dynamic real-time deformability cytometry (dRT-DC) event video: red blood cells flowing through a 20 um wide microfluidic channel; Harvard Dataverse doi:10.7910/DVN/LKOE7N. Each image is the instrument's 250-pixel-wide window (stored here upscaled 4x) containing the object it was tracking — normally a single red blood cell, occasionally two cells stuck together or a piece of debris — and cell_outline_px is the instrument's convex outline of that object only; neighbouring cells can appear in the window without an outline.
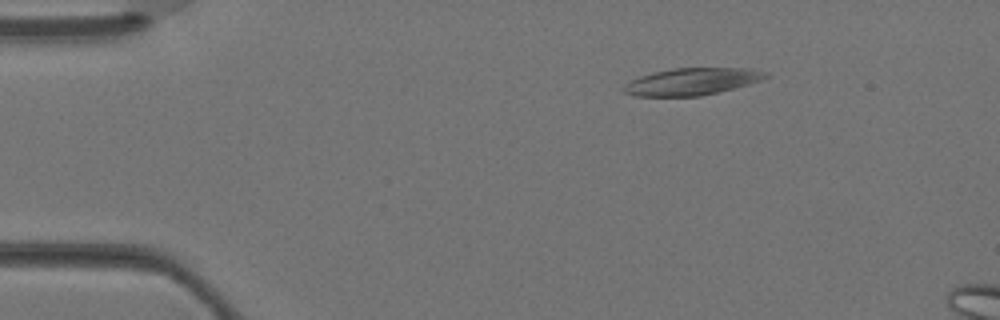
{"species": "Egyptian fruit bat (a non-hibernating species)", "species_latin": "Rousettus aegyptiacus", "temperature_condition": "warm", "stored_images_in_passage": 3, "camera_frame_rate_fps": 3000, "um_per_image_px": 0.085, "animal": {"sex": "female"}, "frame": {"image": 1, "passage_image": 2, "time_ms": 0.333, "image_size_px": [1000, 320], "cell_outline_px": [[768, 76], [760, 80], [748, 84], [700, 96], [636, 96], [624, 92], [624, 84], [640, 76], [652, 72], [672, 68], [748, 68], [768, 72]], "centroid_in_image_um": [58.79, 6.92], "position_along_channel_um": 26.2, "area_um2": 22.14}}